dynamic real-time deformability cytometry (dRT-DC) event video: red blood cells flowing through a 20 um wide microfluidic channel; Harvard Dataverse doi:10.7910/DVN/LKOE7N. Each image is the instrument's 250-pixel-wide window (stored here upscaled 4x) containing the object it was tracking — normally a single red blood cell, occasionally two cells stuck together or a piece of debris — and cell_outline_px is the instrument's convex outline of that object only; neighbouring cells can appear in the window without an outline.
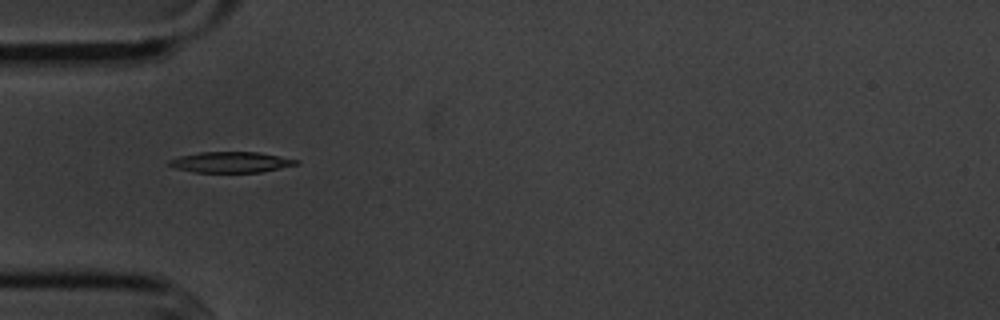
{"species": "common noctule bat (a hibernating species)", "species_latin": "Nyctalus noctula", "temperature_condition": "cold", "stored_images_in_passage": 9, "camera_frame_rate_fps": 3000, "um_per_image_px": 0.085, "animal": {"sex": "male", "body_mass_g": 20.1, "forearm_length_mm": 53.5}, "frame": {"image": 1, "passage_image": 4, "time_ms": 3.667, "image_size_px": [1000, 320], "cell_outline_px": [[300, 164], [260, 172], [196, 172], [176, 168], [168, 164], [168, 160], [180, 156], [200, 152], [260, 152], [300, 160]], "centroid_in_image_um": [19.67, 13.78], "position_along_channel_um": 65.3, "area_um2": 15.32}}
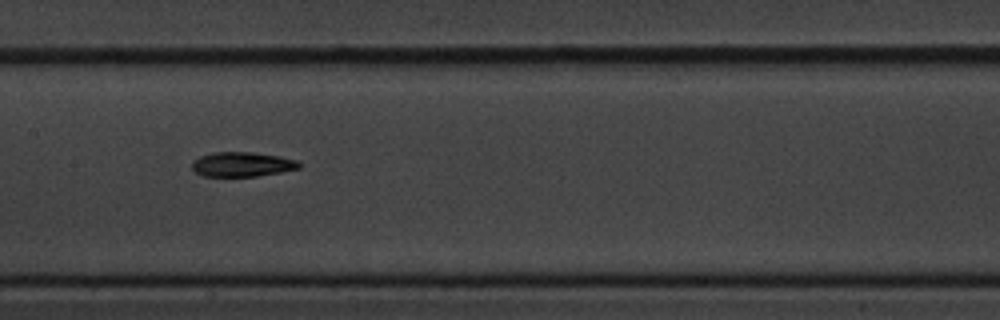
{"frame": {"image": 2, "passage_image": 7, "time_ms": 7.0, "image_size_px": [1000, 320], "cell_outline_px": [[300, 168], [280, 172], [256, 176], [204, 176], [196, 172], [192, 168], [192, 160], [200, 156], [212, 152], [252, 152], [276, 156], [296, 160], [300, 164]], "centroid_in_image_um": [20.53, 13.96], "position_along_channel_um": 186.9, "area_um2": 15.2}}
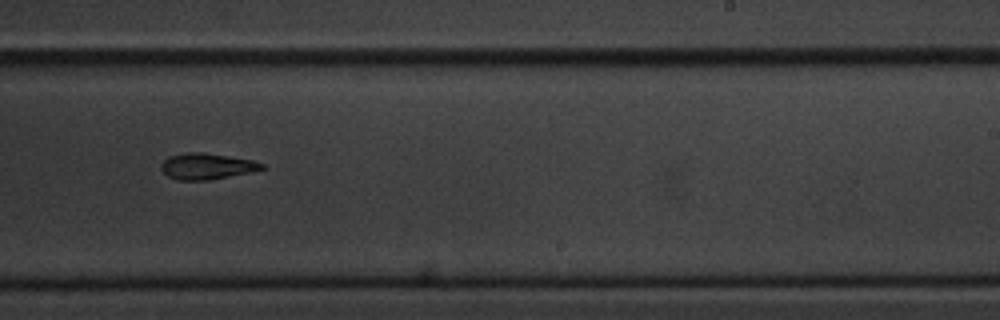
{"frame": {"image": 3, "passage_image": 9, "time_ms": 9.333, "image_size_px": [1000, 320], "cell_outline_px": [[264, 168], [252, 172], [208, 180], [176, 180], [168, 176], [160, 168], [160, 164], [168, 156], [184, 152], [204, 152], [252, 160], [264, 164]], "centroid_in_image_um": [17.54, 14.13], "position_along_channel_um": 271.5, "area_um2": 15.37}}